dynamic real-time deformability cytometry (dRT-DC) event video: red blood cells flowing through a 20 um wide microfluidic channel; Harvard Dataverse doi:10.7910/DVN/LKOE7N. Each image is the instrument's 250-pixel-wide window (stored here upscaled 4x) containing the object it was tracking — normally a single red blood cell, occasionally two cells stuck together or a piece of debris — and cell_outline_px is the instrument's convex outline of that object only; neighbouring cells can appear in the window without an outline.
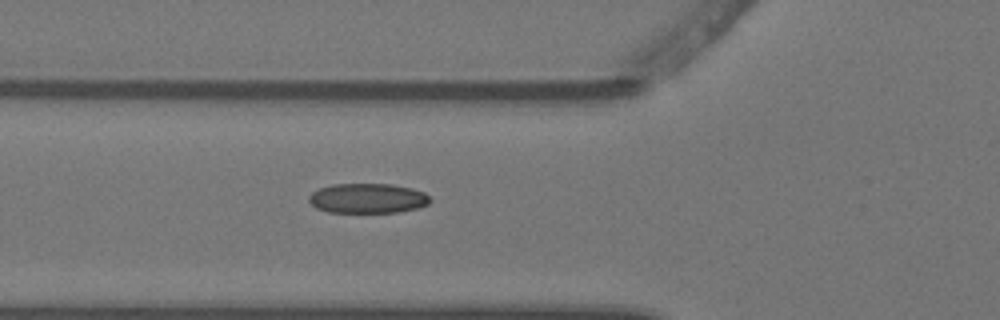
{"species": "Egyptian fruit bat (a non-hibernating species)", "species_latin": "Rousettus aegyptiacus", "temperature_condition": "warm", "stored_images_in_passage": 6, "camera_frame_rate_fps": 3000, "um_per_image_px": 0.085, "animal": {"sex": "female"}, "frame": {"image": 1, "passage_image": 6, "time_ms": 1.667, "image_size_px": [1000, 320], "cell_outline_px": [[432, 200], [428, 204], [416, 208], [396, 212], [328, 212], [316, 208], [308, 200], [308, 196], [312, 192], [320, 188], [332, 184], [392, 184], [412, 188], [424, 192]], "centroid_in_image_um": [31.24, 16.85], "position_along_channel_um": 94.6, "area_um2": 21.04}}